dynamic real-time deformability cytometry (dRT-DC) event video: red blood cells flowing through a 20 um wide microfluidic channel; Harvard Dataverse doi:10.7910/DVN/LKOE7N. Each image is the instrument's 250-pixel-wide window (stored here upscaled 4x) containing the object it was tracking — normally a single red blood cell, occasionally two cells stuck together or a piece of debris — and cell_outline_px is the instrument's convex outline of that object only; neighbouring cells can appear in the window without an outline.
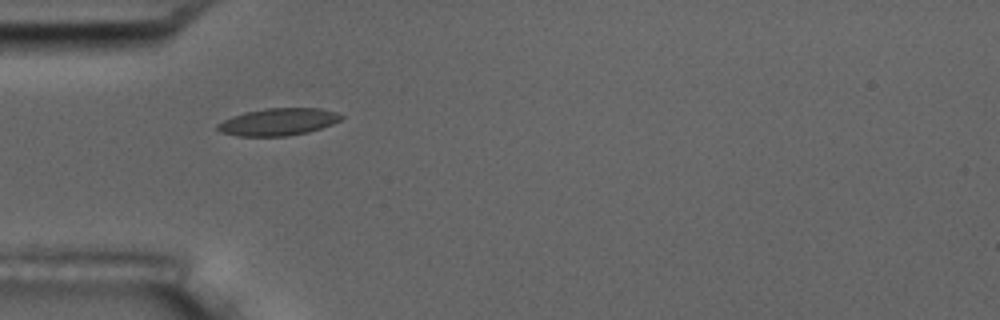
{"species": "common noctule bat (a hibernating species)", "species_latin": "Nyctalus noctula", "temperature_condition": "room temperature", "stored_images_in_passage": 9, "camera_frame_rate_fps": 3000, "um_per_image_px": 0.085, "animal": {"sex": "male", "body_mass_g": 17.5, "forearm_length_mm": 52.3}, "frame": {"image": 1, "passage_image": 6, "time_ms": 5.667, "image_size_px": [1000, 320], "cell_outline_px": [[344, 116], [340, 120], [332, 124], [308, 132], [288, 136], [236, 136], [220, 132], [216, 128], [216, 124], [232, 116], [244, 112], [264, 108], [320, 108], [336, 112]], "centroid_in_image_um": [23.62, 10.36], "position_along_channel_um": 61.4, "area_um2": 19.71}}
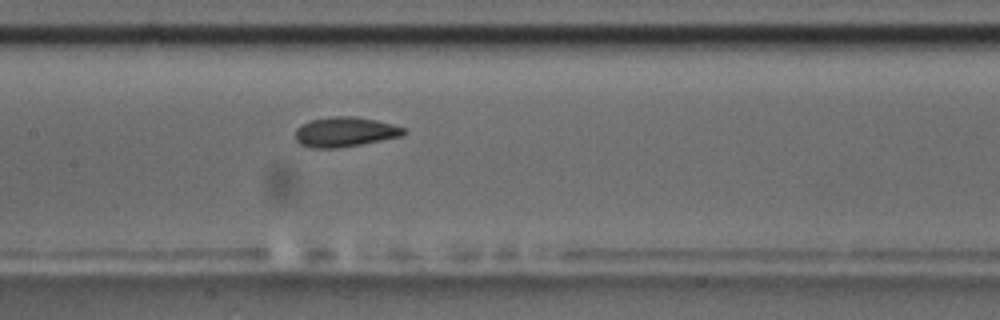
{"frame": {"image": 2, "passage_image": 9, "time_ms": 9.0, "image_size_px": [1000, 320], "cell_outline_px": [[408, 132], [404, 136], [360, 144], [336, 148], [312, 148], [300, 144], [296, 140], [296, 128], [300, 124], [312, 120], [328, 116], [356, 116], [376, 120], [392, 124], [404, 128]], "centroid_in_image_um": [29.33, 11.2], "position_along_channel_um": 178.1, "area_um2": 18.96}}